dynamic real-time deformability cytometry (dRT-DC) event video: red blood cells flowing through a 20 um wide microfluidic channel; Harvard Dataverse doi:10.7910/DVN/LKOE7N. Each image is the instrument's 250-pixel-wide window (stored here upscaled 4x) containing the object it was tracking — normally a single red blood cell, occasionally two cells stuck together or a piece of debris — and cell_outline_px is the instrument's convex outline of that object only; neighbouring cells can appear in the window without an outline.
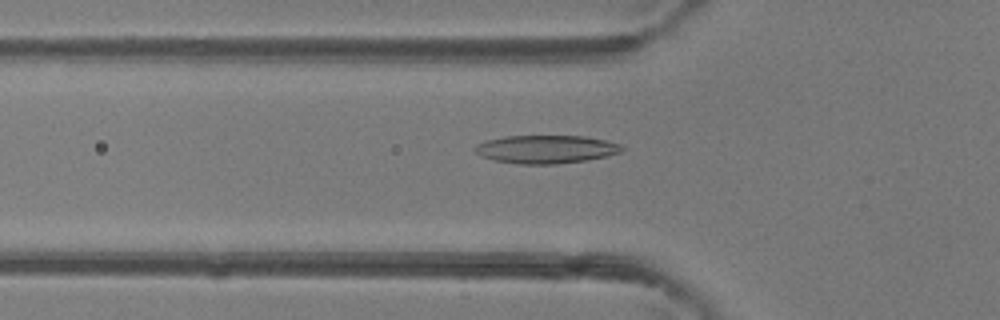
{"species": "common noctule bat (a hibernating species)", "species_latin": "Nyctalus noctula", "temperature_condition": "room temperature", "stored_images_in_passage": 46, "camera_frame_rate_fps": 3000, "um_per_image_px": 0.085, "animal": {"sex": "female"}, "frame": {"image": 1, "passage_image": 16, "time_ms": 5.0, "image_size_px": [1000, 320], "cell_outline_px": [[628, 148], [620, 152], [608, 156], [584, 160], [556, 164], [520, 164], [496, 160], [480, 156], [472, 148], [476, 144], [484, 140], [504, 136], [584, 136], [604, 140], [620, 144]], "centroid_in_image_um": [46.4, 12.68], "position_along_channel_um": 79.4, "area_um2": 24.22}}
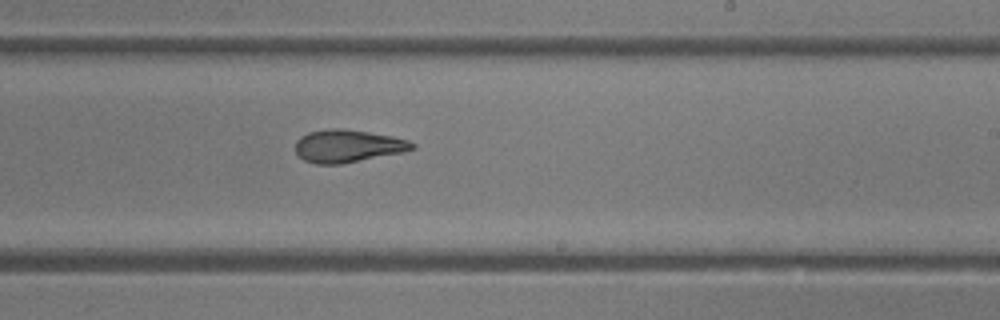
{"frame": {"image": 2, "passage_image": 28, "time_ms": 9.0, "image_size_px": [1000, 320], "cell_outline_px": [[416, 148], [404, 152], [340, 164], [316, 164], [304, 160], [296, 152], [296, 140], [300, 136], [308, 132], [332, 128], [344, 128], [392, 136], [408, 140], [416, 144]], "centroid_in_image_um": [29.57, 12.4], "position_along_channel_um": 259.4, "area_um2": 22.25}}
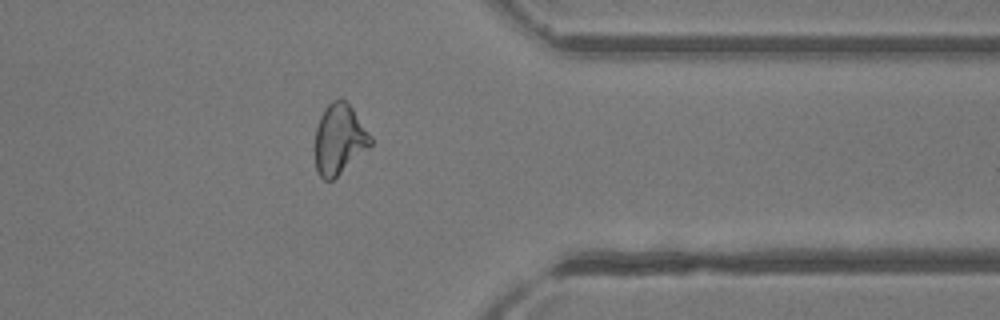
{"frame": {"image": 3, "passage_image": 37, "time_ms": 12.0, "image_size_px": [1000, 320], "cell_outline_px": [[372, 144], [368, 148], [332, 180], [324, 180], [316, 172], [316, 128], [320, 116], [324, 108], [332, 100], [340, 96], [352, 108], [372, 136]], "centroid_in_image_um": [28.83, 11.8], "position_along_channel_um": 382.6, "area_um2": 22.54}, "authors_computed_cell_mechanics": {"area_um2": 23.8425, "velocity_mm_per_s": 4.4673, "shape_relaxation_time_tau1_ms": 8.168, "shape_relaxation_time_tau2_ms": 2.5271, "deformation_change_tau1": 0.2639, "deformation_change_tau2": 0.0885}}